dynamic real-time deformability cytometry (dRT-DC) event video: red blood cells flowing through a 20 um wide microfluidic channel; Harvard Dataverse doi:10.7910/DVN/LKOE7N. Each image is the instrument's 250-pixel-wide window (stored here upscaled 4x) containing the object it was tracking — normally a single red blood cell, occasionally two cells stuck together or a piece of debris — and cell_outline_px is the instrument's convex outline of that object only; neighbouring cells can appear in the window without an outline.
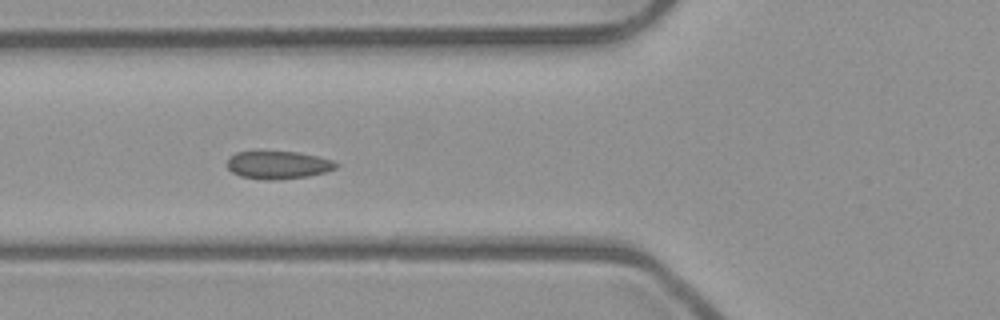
{"species": "common noctule bat (a hibernating species)", "species_latin": "Nyctalus noctula", "temperature_condition": "room temperature", "stored_images_in_passage": 12, "camera_frame_rate_fps": 3000, "um_per_image_px": 0.085, "animal": {"sex": "male", "body_mass_g": 23.1, "forearm_length_mm": 52.7}, "frame": {"image": 1, "passage_image": 9, "time_ms": 2.667, "image_size_px": [1000, 320], "cell_outline_px": [[340, 164], [336, 168], [324, 172], [308, 176], [276, 180], [264, 180], [240, 176], [232, 172], [228, 168], [228, 156], [236, 152], [300, 152], [332, 160]], "centroid_in_image_um": [23.64, 14.03], "position_along_channel_um": 102.2, "area_um2": 17.63}}
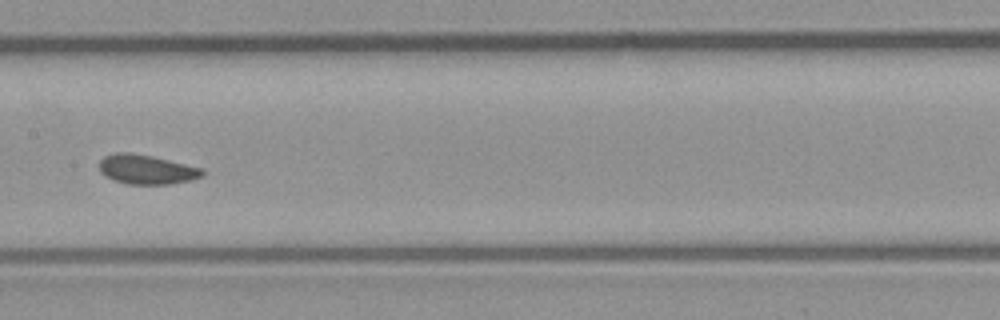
{"frame": {"image": 2, "passage_image": 11, "time_ms": 3.333, "image_size_px": [1000, 320], "cell_outline_px": [[204, 176], [192, 180], [168, 184], [128, 184], [112, 180], [100, 172], [100, 160], [104, 156], [116, 152], [132, 152], [152, 156], [204, 168]], "centroid_in_image_um": [12.47, 14.4], "position_along_channel_um": 194.9, "area_um2": 17.86}}
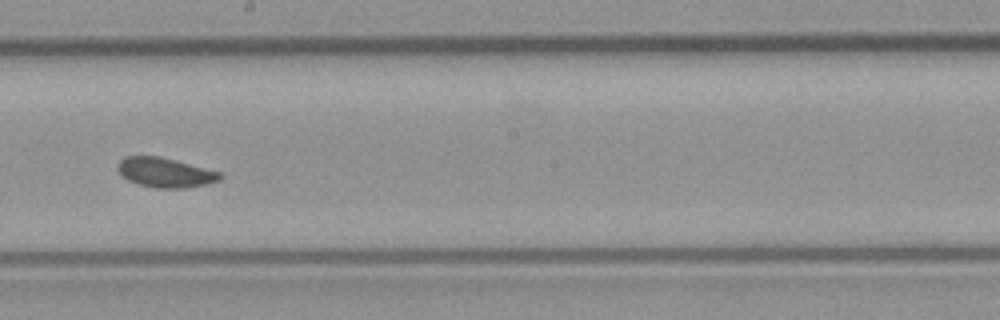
{"frame": {"image": 3, "passage_image": 12, "time_ms": 3.667, "image_size_px": [1000, 320], "cell_outline_px": [[224, 176], [220, 180], [188, 188], [156, 188], [140, 184], [128, 180], [116, 168], [116, 164], [124, 156], [160, 156], [220, 172]], "centroid_in_image_um": [14.03, 14.66], "position_along_channel_um": 234.2, "area_um2": 17.57}}